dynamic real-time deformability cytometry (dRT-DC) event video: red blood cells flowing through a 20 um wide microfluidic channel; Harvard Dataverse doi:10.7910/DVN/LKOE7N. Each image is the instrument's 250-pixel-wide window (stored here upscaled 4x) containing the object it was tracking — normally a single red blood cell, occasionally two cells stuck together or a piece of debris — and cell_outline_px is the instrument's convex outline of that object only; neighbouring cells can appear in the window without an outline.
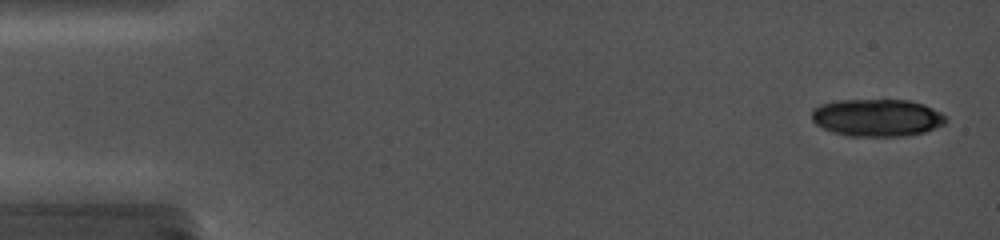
{"species": "common noctule bat (a hibernating species)", "species_latin": "Nyctalus noctula", "temperature_condition": "cold", "stored_images_in_passage": 13, "camera_frame_rate_fps": 5000, "um_per_image_px": 0.085, "animal": {"sex": "female", "body_mass_g": 19.0, "forearm_length_mm": 56.7}, "frame": {"image": 1, "passage_image": 3, "time_ms": 0.4, "image_size_px": [1000, 240], "cell_outline_px": [[948, 120], [944, 124], [924, 132], [904, 136], [848, 136], [832, 132], [816, 124], [812, 120], [812, 112], [820, 104], [836, 100], [908, 100], [924, 104], [940, 112]], "centroid_in_image_um": [74.55, 10.0], "position_along_channel_um": 10.5, "area_um2": 29.19}}